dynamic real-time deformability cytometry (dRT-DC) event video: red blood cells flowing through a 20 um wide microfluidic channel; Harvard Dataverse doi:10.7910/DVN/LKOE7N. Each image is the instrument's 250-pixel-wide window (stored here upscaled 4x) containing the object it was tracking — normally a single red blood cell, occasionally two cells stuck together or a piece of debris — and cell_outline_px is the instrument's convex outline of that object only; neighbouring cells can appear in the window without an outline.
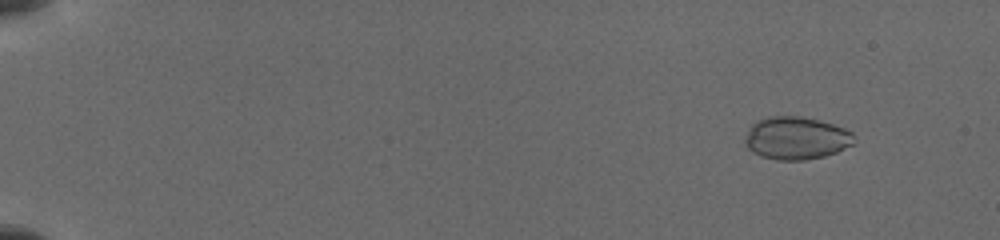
{"species": "common noctule bat (a hibernating species)", "species_latin": "Nyctalus noctula", "temperature_condition": "cold", "stored_images_in_passage": 61, "camera_frame_rate_fps": 3000, "um_per_image_px": 0.085, "animal": {"sex": "female", "body_mass_g": 19.5, "forearm_length_mm": 54.1}, "frame": {"image": 1, "passage_image": 1, "time_ms": 0.0, "image_size_px": [1000, 240], "cell_outline_px": [[856, 140], [852, 144], [836, 152], [824, 156], [804, 160], [780, 160], [760, 156], [752, 152], [744, 144], [744, 140], [748, 128], [756, 120], [768, 116], [800, 116], [820, 120], [844, 128], [852, 132], [856, 136]], "centroid_in_image_um": [67.66, 11.73], "position_along_channel_um": 17.3, "area_um2": 27.4}}
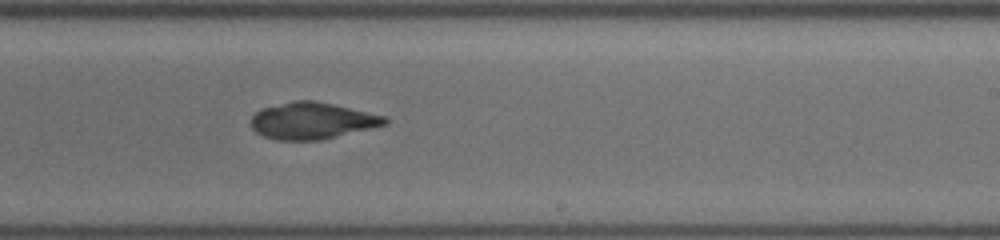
{"frame": {"image": 2, "passage_image": 37, "time_ms": 10.0, "image_size_px": [1000, 240], "cell_outline_px": [[388, 124], [372, 128], [320, 140], [276, 140], [264, 136], [256, 132], [252, 128], [252, 116], [260, 108], [296, 100], [316, 100], [388, 116]], "centroid_in_image_um": [26.56, 10.25], "position_along_channel_um": 262.4, "area_um2": 28.73}}
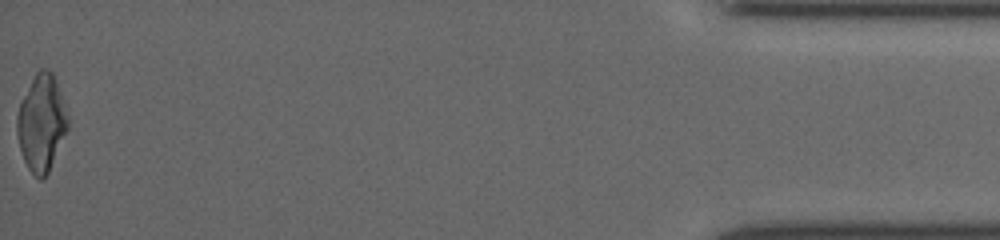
{"frame": {"image": 3, "passage_image": 61, "time_ms": 16.333, "image_size_px": [1000, 240], "cell_outline_px": [[68, 128], [48, 172], [40, 180], [28, 168], [24, 160], [20, 148], [16, 132], [16, 116], [20, 100], [36, 72], [40, 68], [48, 68], [52, 72], [56, 80], [68, 116]], "centroid_in_image_um": [3.5, 10.4], "position_along_channel_um": 431.7, "area_um2": 28.44}}